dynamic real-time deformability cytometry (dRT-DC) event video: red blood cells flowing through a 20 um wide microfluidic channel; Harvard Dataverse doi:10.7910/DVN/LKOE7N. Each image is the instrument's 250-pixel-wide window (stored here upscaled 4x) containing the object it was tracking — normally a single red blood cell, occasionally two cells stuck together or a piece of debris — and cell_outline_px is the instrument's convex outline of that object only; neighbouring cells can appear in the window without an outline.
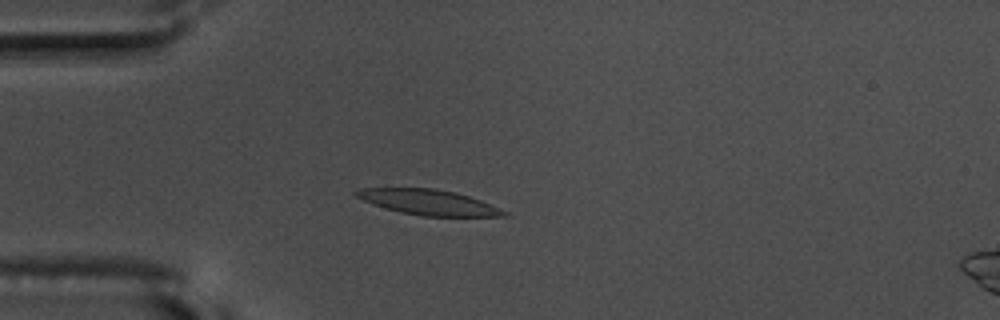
{"species": "common noctule bat (a hibernating species)", "species_latin": "Nyctalus noctula", "temperature_condition": "warm", "stored_images_in_passage": 57, "camera_frame_rate_fps": 3000, "um_per_image_px": 0.085, "animal": {"sex": "male", "body_mass_g": 17.5, "forearm_length_mm": 52.3}, "frame": {"image": 1, "passage_image": 16, "time_ms": 5.0, "image_size_px": [1000, 320], "cell_outline_px": [[512, 216], [424, 216], [400, 212], [372, 204], [356, 196], [352, 192], [356, 188], [432, 188], [456, 192], [480, 200], [500, 208], [508, 212]], "centroid_in_image_um": [36.42, 17.18], "position_along_channel_um": 48.6, "area_um2": 21.79}}
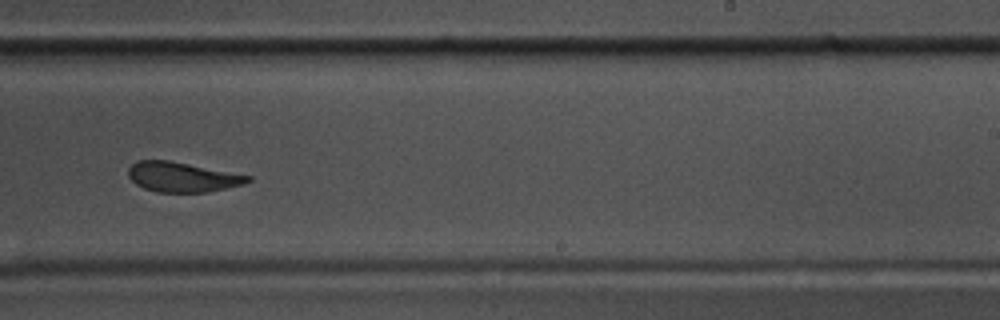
{"frame": {"image": 2, "passage_image": 36, "time_ms": 11.667, "image_size_px": [1000, 320], "cell_outline_px": [[252, 180], [244, 184], [208, 192], [156, 192], [144, 188], [136, 184], [128, 176], [128, 168], [136, 160], [168, 160], [252, 176]], "centroid_in_image_um": [15.48, 15.05], "position_along_channel_um": 273.5, "area_um2": 20.75}}
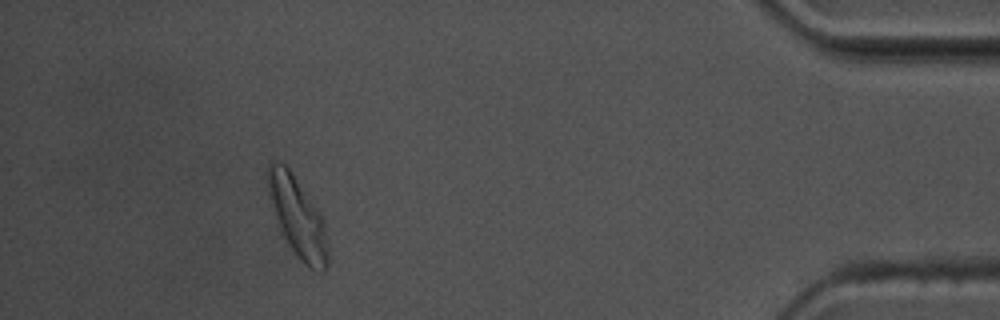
{"frame": {"image": 3, "passage_image": 52, "time_ms": 17.0, "image_size_px": [1000, 320], "cell_outline_px": [[328, 268], [324, 272], [320, 272], [312, 268], [300, 260], [288, 244], [284, 236], [268, 196], [268, 164], [276, 160], [280, 160], [288, 168], [316, 208], [324, 224], [328, 248]], "centroid_in_image_um": [25.3, 18.48], "position_along_channel_um": 409.9, "area_um2": 27.11}, "authors_computed_cell_mechanics": {"area_um2": 22.4264, "velocity_mm_per_s": 3.6091, "shape_relaxation_time_tau1_ms": 4.348, "shape_relaxation_time_tau2_ms": 2.0775, "deformation_change_tau1": 0.1708, "deformation_change_tau2": 0.1019}}